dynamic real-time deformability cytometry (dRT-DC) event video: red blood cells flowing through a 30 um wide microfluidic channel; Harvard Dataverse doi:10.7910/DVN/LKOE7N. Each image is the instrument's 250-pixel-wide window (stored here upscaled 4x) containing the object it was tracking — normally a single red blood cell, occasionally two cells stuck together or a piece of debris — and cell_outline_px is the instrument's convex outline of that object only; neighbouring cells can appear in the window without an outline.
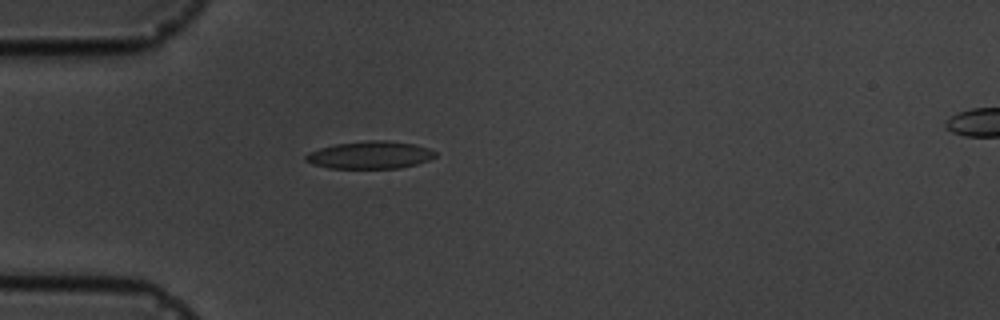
{"species": "common noctule bat (a hibernating species)", "species_latin": "Nyctalus noctula", "temperature_condition": "cold", "stored_images_in_passage": 2, "camera_frame_rate_fps": 3000, "um_per_image_px": 0.085, "animal": {"sex": "male", "body_mass_g": 19.5, "forearm_length_mm": 54.6}, "frame": {"image": 1, "passage_image": 1, "time_ms": 0.0, "image_size_px": [1000, 320], "cell_outline_px": [[436, 156], [428, 160], [416, 164], [400, 168], [328, 168], [312, 164], [304, 160], [304, 156], [308, 152], [320, 148], [336, 144], [368, 140], [384, 140], [412, 144], [428, 148], [436, 152]], "centroid_in_image_um": [31.42, 13.18], "position_along_channel_um": 53.6, "area_um2": 20.69}}